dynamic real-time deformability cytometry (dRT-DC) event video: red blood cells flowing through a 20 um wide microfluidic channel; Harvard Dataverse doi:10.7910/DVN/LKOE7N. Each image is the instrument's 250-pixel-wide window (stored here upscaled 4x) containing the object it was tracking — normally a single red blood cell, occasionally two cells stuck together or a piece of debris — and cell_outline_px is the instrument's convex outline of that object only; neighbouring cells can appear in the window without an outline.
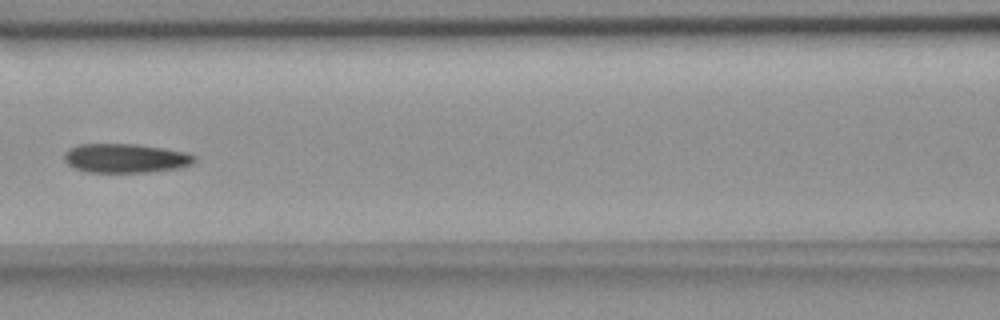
{"species": "common noctule bat (a hibernating species)", "species_latin": "Nyctalus noctula", "temperature_condition": "room temperature", "stored_images_in_passage": 6, "camera_frame_rate_fps": 3000, "um_per_image_px": 0.085, "animal": {"sex": "female", "body_mass_g": 18.4}, "frame": {"image": 1, "passage_image": 6, "time_ms": 6.0, "image_size_px": [1000, 320], "cell_outline_px": [[196, 160], [192, 164], [180, 168], [148, 172], [88, 172], [76, 168], [68, 164], [64, 160], [64, 152], [68, 148], [80, 144], [136, 144], [164, 148], [184, 152], [196, 156]], "centroid_in_image_um": [10.67, 13.44], "position_along_channel_um": 155.9, "area_um2": 22.14}}